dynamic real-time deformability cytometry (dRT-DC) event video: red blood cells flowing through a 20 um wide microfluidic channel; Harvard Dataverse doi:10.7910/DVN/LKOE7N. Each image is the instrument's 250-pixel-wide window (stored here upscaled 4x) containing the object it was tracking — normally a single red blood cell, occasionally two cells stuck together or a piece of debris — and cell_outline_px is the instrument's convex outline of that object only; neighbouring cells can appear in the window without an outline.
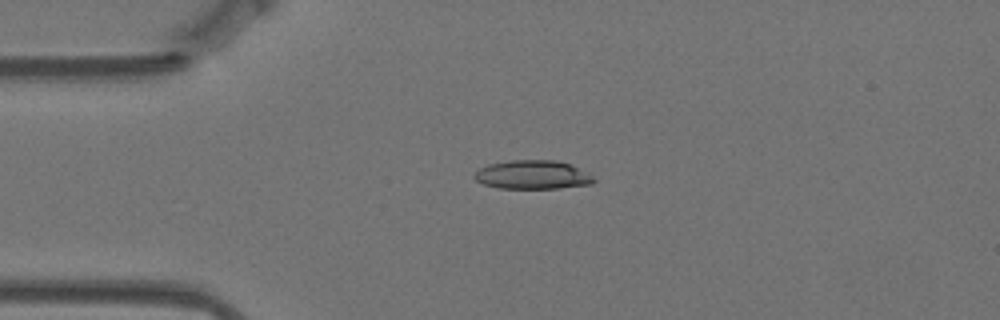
{"species": "Egyptian fruit bat (a non-hibernating species)", "species_latin": "Rousettus aegyptiacus", "temperature_condition": "warm", "stored_images_in_passage": 45, "camera_frame_rate_fps": 3000, "um_per_image_px": 0.085, "animal": {"sex": "female"}, "frame": {"image": 1, "passage_image": 1, "time_ms": 0.0, "image_size_px": [1000, 320], "cell_outline_px": [[596, 180], [592, 184], [560, 188], [500, 188], [484, 184], [476, 180], [472, 176], [480, 168], [488, 164], [508, 160], [556, 160], [572, 164], [588, 172]], "centroid_in_image_um": [45.3, 14.85], "position_along_channel_um": 39.7, "area_um2": 20.17}}
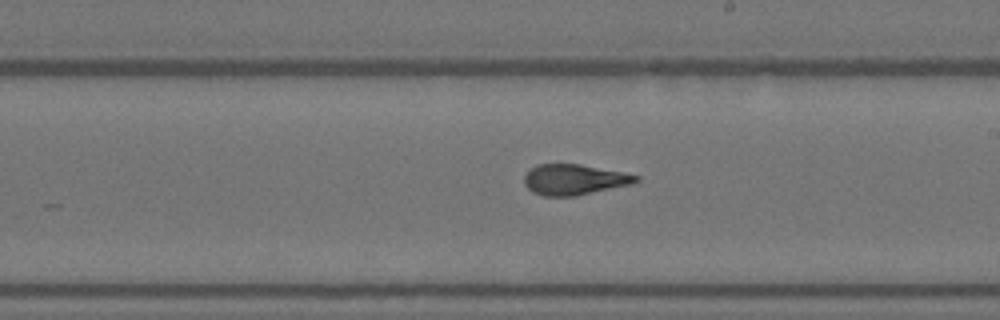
{"frame": {"image": 2, "passage_image": 20, "time_ms": 6.333, "image_size_px": [1000, 320], "cell_outline_px": [[640, 180], [632, 184], [576, 196], [544, 196], [532, 192], [524, 184], [524, 176], [536, 164], [580, 164], [624, 172], [640, 176]], "centroid_in_image_um": [48.83, 15.26], "position_along_channel_um": 240.2, "area_um2": 20.0}}
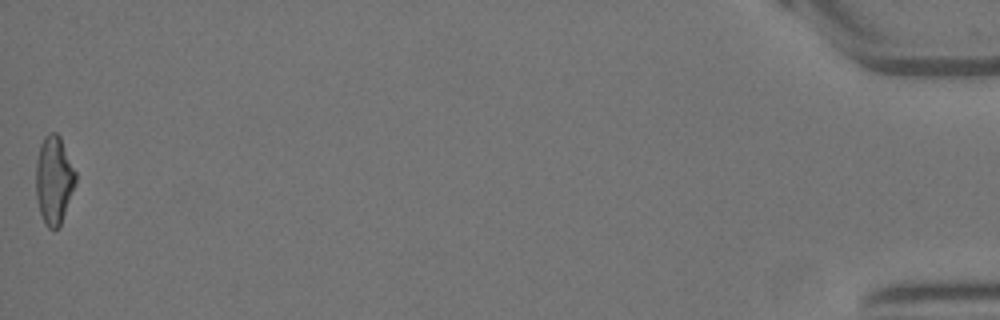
{"frame": {"image": 3, "passage_image": 45, "time_ms": 14.667, "image_size_px": [1000, 320], "cell_outline_px": [[76, 184], [60, 228], [48, 228], [40, 212], [36, 196], [36, 160], [40, 144], [44, 136], [48, 132], [56, 132], [60, 136], [76, 172]], "centroid_in_image_um": [4.59, 15.28], "position_along_channel_um": 430.6, "area_um2": 20.58}, "authors_computed_cell_mechanics": {"area_um2": 20.23, "velocity_mm_per_s": 3.5254, "shape_relaxation_time_tau1_ms": 4.7225, "shape_relaxation_time_tau2_ms": 1.3008, "deformation_change_tau1": 0.2009, "deformation_change_tau2": 0.0942}}